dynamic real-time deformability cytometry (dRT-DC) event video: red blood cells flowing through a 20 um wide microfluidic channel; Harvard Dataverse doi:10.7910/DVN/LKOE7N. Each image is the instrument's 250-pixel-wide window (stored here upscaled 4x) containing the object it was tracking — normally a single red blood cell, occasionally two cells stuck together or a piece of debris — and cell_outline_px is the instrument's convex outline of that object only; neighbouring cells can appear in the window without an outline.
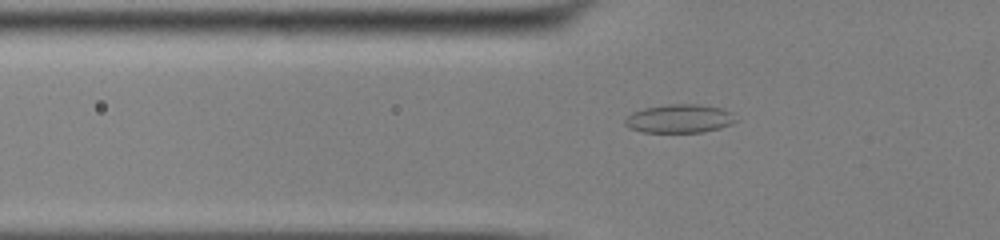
{"species": "common noctule bat (a hibernating species)", "species_latin": "Nyctalus noctula", "temperature_condition": "cold", "stored_images_in_passage": 48, "camera_frame_rate_fps": 3000, "um_per_image_px": 0.085, "animal": {"sex": "male", "body_mass_g": 13.0, "forearm_length_mm": 53.1}, "frame": {"image": 1, "passage_image": 14, "time_ms": 4.333, "image_size_px": [1000, 240], "cell_outline_px": [[740, 120], [732, 124], [720, 128], [704, 132], [644, 132], [628, 128], [624, 124], [624, 120], [632, 112], [644, 108], [668, 104], [696, 104], [724, 108], [732, 112]], "centroid_in_image_um": [57.8, 10.08], "position_along_channel_um": 68.0, "area_um2": 18.73}}
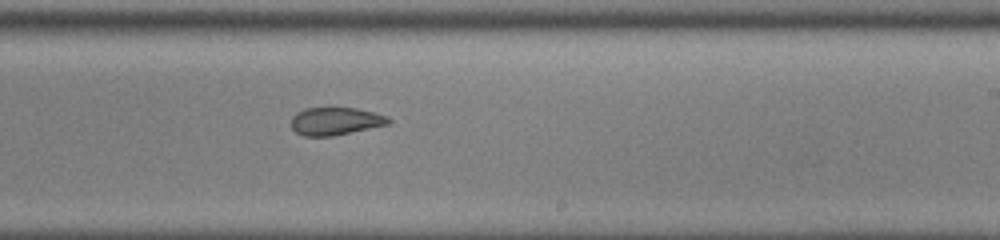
{"frame": {"image": 2, "passage_image": 29, "time_ms": 9.333, "image_size_px": [1000, 240], "cell_outline_px": [[392, 120], [388, 124], [332, 136], [304, 136], [296, 132], [292, 128], [292, 116], [296, 112], [304, 108], [356, 108], [388, 116]], "centroid_in_image_um": [28.49, 10.29], "position_along_channel_um": 260.5, "area_um2": 15.61}}
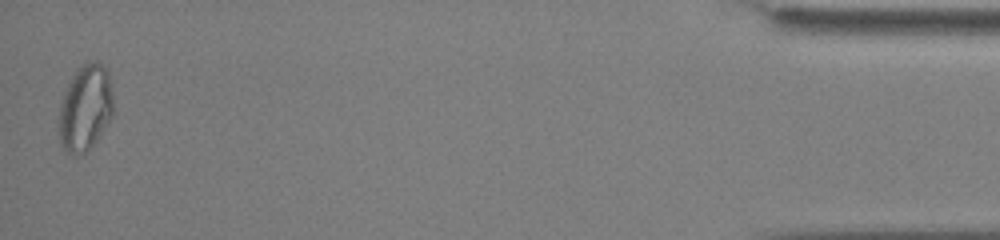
{"frame": {"image": 3, "passage_image": 48, "time_ms": 15.667, "image_size_px": [1000, 240], "cell_outline_px": [[112, 116], [88, 152], [76, 156], [72, 156], [60, 144], [56, 124], [60, 104], [64, 92], [76, 68], [92, 60], [100, 64], [108, 72], [112, 92]], "centroid_in_image_um": [7.2, 9.22], "position_along_channel_um": 428.0, "area_um2": 27.63}, "authors_computed_cell_mechanics": {"area_um2": 18.8139, "velocity_mm_per_s": 3.9077, "shape_relaxation_time_tau1_ms": null, "shape_relaxation_time_tau2_ms": 1.5657, "deformation_change_tau1": null, "deformation_change_tau2": 0.0675}}